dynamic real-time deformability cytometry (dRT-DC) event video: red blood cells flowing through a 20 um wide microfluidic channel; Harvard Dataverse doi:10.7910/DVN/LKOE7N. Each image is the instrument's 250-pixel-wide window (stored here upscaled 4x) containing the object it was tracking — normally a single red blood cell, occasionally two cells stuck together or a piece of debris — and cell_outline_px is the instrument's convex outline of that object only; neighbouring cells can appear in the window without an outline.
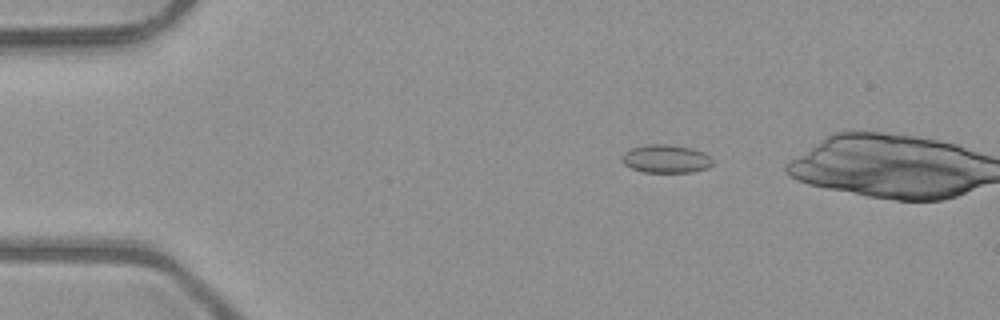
{"species": "common noctule bat (a hibernating species)", "species_latin": "Nyctalus noctula", "temperature_condition": "room temperature", "stored_images_in_passage": 8, "segment_of_instrument_passage": [1, 2], "camera_frame_rate_fps": 3000, "um_per_image_px": 0.085, "animal": {"sex": "male", "body_mass_g": 23.1, "forearm_length_mm": 52.7}, "frame": {"image": 1, "passage_image": 2, "time_ms": 0.333, "image_size_px": [1000, 320], "cell_outline_px": [[712, 164], [708, 168], [692, 172], [644, 172], [632, 168], [624, 164], [620, 160], [620, 156], [624, 152], [632, 148], [648, 144], [668, 144], [692, 148], [704, 152], [712, 160]], "centroid_in_image_um": [56.58, 13.49], "position_along_channel_um": 28.4, "area_um2": 14.97}}
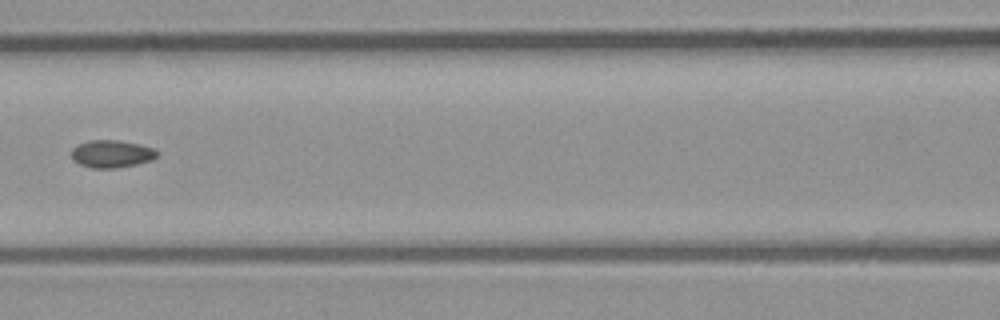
{"frame": {"image": 2, "passage_image": 6, "time_ms": 1.667, "image_size_px": [1000, 320], "cell_outline_px": [[160, 152], [152, 160], [136, 164], [112, 168], [92, 168], [80, 164], [72, 160], [72, 148], [88, 140], [116, 140], [140, 144], [156, 148]], "centroid_in_image_um": [9.52, 13.07], "position_along_channel_um": 157.1, "area_um2": 13.76}}
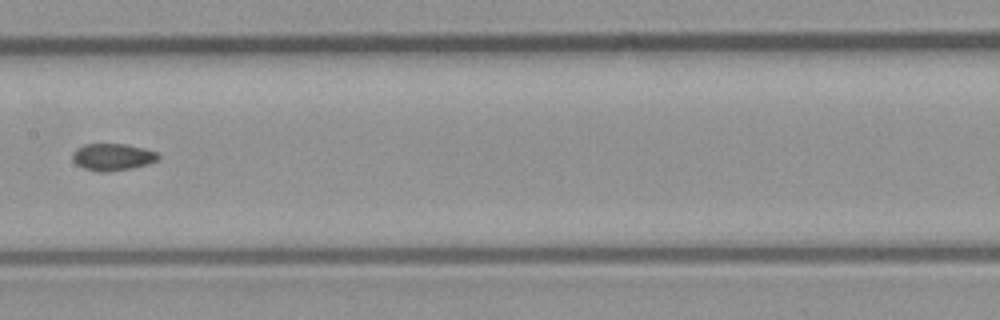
{"frame": {"image": 3, "passage_image": 7, "time_ms": 2.0, "image_size_px": [1000, 320], "cell_outline_px": [[160, 156], [156, 160], [148, 164], [132, 168], [108, 172], [100, 172], [84, 168], [76, 164], [72, 160], [72, 152], [76, 148], [84, 144], [124, 144], [144, 148], [156, 152]], "centroid_in_image_um": [9.53, 13.34], "position_along_channel_um": 197.9, "area_um2": 13.53}}